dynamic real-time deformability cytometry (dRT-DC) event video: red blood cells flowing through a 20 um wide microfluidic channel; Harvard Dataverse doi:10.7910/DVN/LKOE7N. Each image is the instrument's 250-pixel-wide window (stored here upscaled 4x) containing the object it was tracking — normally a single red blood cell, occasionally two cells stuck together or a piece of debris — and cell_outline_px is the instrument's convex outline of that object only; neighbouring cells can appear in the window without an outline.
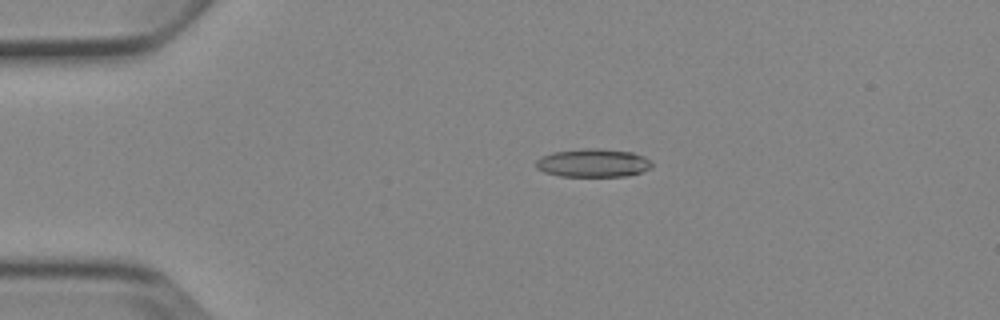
{"species": "Egyptian fruit bat (a non-hibernating species)", "species_latin": "Rousettus aegyptiacus", "temperature_condition": "cold", "stored_images_in_passage": 4, "camera_frame_rate_fps": 3000, "um_per_image_px": 0.085, "animal": {"sex": "female"}, "frame": {"image": 1, "passage_image": 3, "time_ms": 2.333, "image_size_px": [1000, 320], "cell_outline_px": [[652, 164], [648, 168], [640, 172], [624, 176], [560, 176], [544, 172], [536, 168], [536, 160], [540, 156], [552, 152], [584, 148], [600, 148], [632, 152], [644, 156]], "centroid_in_image_um": [50.35, 13.84], "position_along_channel_um": 34.7, "area_um2": 19.07}}